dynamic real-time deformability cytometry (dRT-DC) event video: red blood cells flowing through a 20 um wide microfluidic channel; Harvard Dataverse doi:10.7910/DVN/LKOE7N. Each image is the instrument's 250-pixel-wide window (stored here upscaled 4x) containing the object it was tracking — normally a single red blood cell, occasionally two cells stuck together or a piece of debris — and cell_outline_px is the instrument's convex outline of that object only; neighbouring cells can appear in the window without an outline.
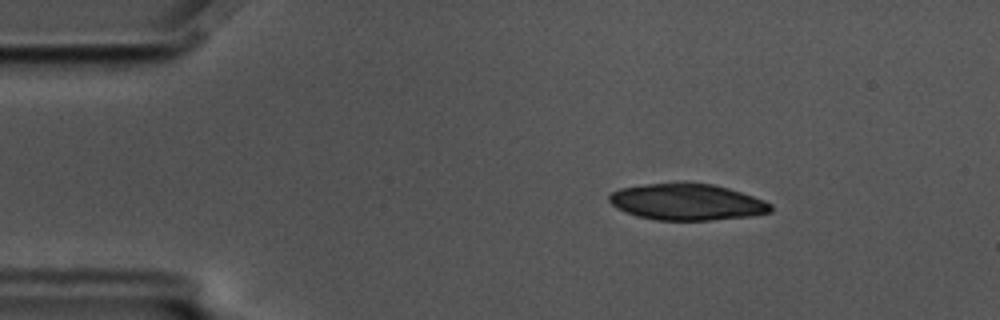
{"species": "common noctule bat (a hibernating species)", "species_latin": "Nyctalus noctula", "temperature_condition": "cold", "stored_images_in_passage": 57, "camera_frame_rate_fps": 3000, "um_per_image_px": 0.085, "animal": {"sex": "male", "body_mass_g": 17.5, "forearm_length_mm": 52.3}, "frame": {"image": 1, "passage_image": 9, "time_ms": 2.667, "image_size_px": [1000, 320], "cell_outline_px": [[772, 212], [752, 216], [708, 220], [656, 220], [636, 216], [624, 212], [616, 208], [608, 200], [608, 196], [612, 192], [620, 188], [648, 184], [684, 180], [712, 184], [728, 188], [764, 200], [772, 204]], "centroid_in_image_um": [58.37, 17.15], "position_along_channel_um": 26.6, "area_um2": 34.85}}